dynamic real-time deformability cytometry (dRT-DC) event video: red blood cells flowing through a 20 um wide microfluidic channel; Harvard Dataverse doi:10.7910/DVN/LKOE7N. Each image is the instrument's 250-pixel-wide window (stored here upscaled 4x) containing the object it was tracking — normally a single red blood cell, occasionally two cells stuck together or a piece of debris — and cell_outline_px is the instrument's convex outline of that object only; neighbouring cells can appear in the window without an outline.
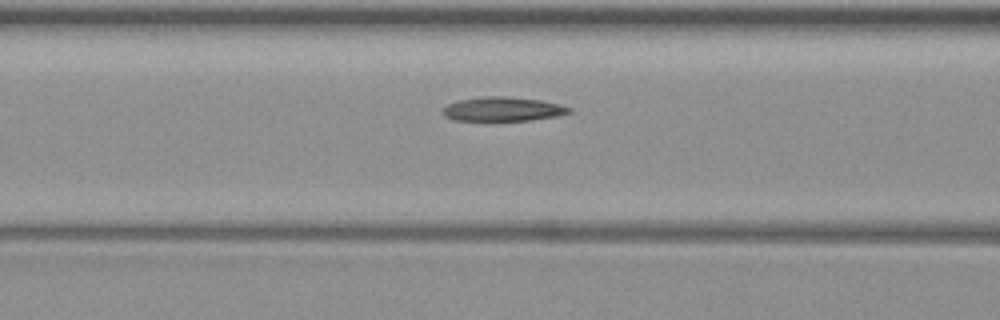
{"species": "common noctule bat (a hibernating species)", "species_latin": "Nyctalus noctula", "temperature_condition": "warm", "stored_images_in_passage": 4, "segment_of_instrument_passage": [2, 2], "camera_frame_rate_fps": 3000, "um_per_image_px": 0.085, "animal": {"sex": "female", "body_mass_g": 19.3, "forearm_length_mm": 54.1}, "frame": {"image": 1, "passage_image": 4, "time_ms": 5.0, "image_size_px": [1000, 320], "cell_outline_px": [[572, 112], [556, 116], [528, 120], [452, 120], [444, 116], [440, 112], [448, 104], [456, 100], [484, 96], [508, 96], [540, 100], [560, 104], [572, 108]], "centroid_in_image_um": [42.71, 9.26], "position_along_channel_um": 123.9, "area_um2": 17.86}}